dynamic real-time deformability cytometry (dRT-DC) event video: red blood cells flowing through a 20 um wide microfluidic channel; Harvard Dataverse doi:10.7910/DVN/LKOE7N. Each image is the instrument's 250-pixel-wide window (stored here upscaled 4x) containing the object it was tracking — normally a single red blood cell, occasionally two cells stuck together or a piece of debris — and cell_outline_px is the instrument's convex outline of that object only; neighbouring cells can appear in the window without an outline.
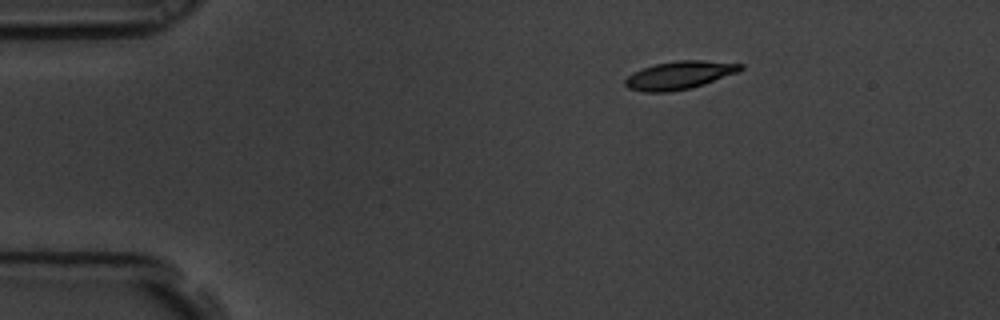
{"species": "common noctule bat (a hibernating species)", "species_latin": "Nyctalus noctula", "temperature_condition": "room temperature", "stored_images_in_passage": 5, "camera_frame_rate_fps": 3000, "um_per_image_px": 0.085, "animal": {"sex": "male", "body_mass_g": 19.5, "forearm_length_mm": 54.6}, "frame": {"image": 1, "passage_image": 1, "time_ms": 0.0, "image_size_px": [1000, 320], "cell_outline_px": [[744, 68], [736, 72], [704, 84], [692, 88], [668, 92], [644, 92], [628, 88], [624, 84], [624, 80], [632, 72], [656, 64], [676, 60], [704, 60], [744, 64]], "centroid_in_image_um": [57.73, 6.39], "position_along_channel_um": 27.3, "area_um2": 18.79}}
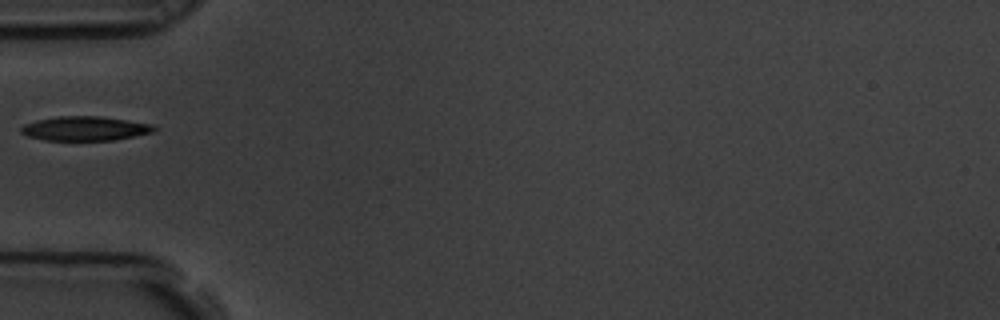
{"frame": {"image": 2, "passage_image": 4, "time_ms": 1.0, "image_size_px": [1000, 320], "cell_outline_px": [[156, 132], [112, 140], [44, 140], [28, 136], [20, 132], [20, 128], [24, 124], [36, 120], [60, 116], [100, 116], [156, 124]], "centroid_in_image_um": [7.27, 10.92], "position_along_channel_um": 77.7, "area_um2": 18.96}}
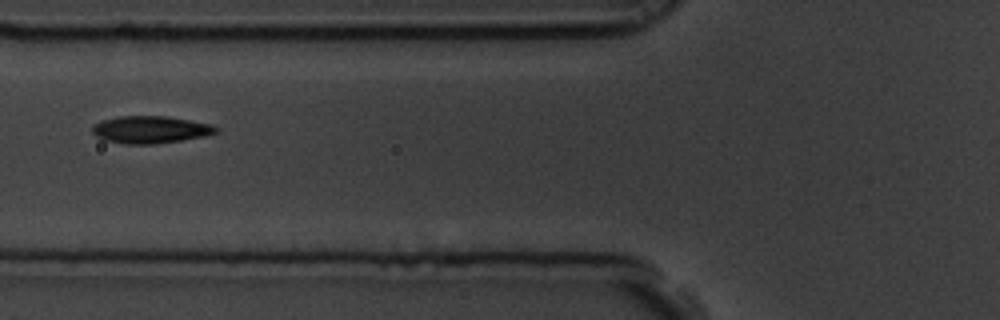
{"frame": {"image": 3, "passage_image": 5, "time_ms": 1.333, "image_size_px": [1000, 320], "cell_outline_px": [[220, 132], [204, 136], [180, 140], [152, 144], [124, 144], [104, 140], [96, 136], [92, 132], [92, 124], [104, 120], [120, 116], [168, 116], [212, 124], [220, 128]], "centroid_in_image_um": [12.81, 11.01], "position_along_channel_um": 113.0, "area_um2": 19.77}}